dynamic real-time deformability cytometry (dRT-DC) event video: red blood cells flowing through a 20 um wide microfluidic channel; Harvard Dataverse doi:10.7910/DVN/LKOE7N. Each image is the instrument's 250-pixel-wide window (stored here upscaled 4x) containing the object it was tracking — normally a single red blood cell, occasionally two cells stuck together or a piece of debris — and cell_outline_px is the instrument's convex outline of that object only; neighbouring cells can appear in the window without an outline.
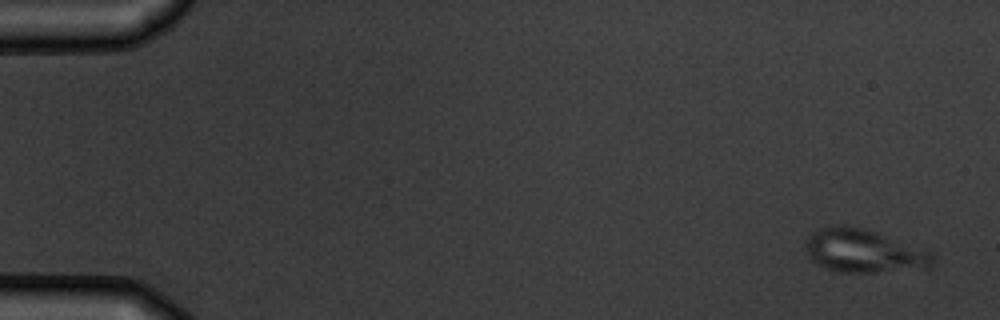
{"species": "common noctule bat (a hibernating species)", "species_latin": "Nyctalus noctula", "temperature_condition": "warm", "stored_images_in_passage": 5, "camera_frame_rate_fps": 3000, "um_per_image_px": 0.085, "animal": {"sex": "male", "body_mass_g": 19.5, "forearm_length_mm": 54.6}, "frame": {"image": 1, "passage_image": 1, "time_ms": 0.0, "image_size_px": [1000, 320], "cell_outline_px": [[932, 264], [928, 268], [876, 272], [840, 272], [824, 268], [816, 264], [808, 256], [808, 236], [816, 228], [840, 224], [864, 228], [876, 232], [932, 252]], "centroid_in_image_um": [73.39, 21.33], "position_along_channel_um": 11.6, "area_um2": 31.85}}